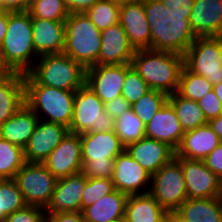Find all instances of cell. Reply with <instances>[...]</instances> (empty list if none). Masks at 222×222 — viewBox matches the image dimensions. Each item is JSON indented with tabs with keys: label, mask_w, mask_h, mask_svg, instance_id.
<instances>
[{
	"label": "cell",
	"mask_w": 222,
	"mask_h": 222,
	"mask_svg": "<svg viewBox=\"0 0 222 222\" xmlns=\"http://www.w3.org/2000/svg\"><path fill=\"white\" fill-rule=\"evenodd\" d=\"M208 124L212 128V130L218 135L222 142V114H220L217 118L209 120Z\"/></svg>",
	"instance_id": "50"
},
{
	"label": "cell",
	"mask_w": 222,
	"mask_h": 222,
	"mask_svg": "<svg viewBox=\"0 0 222 222\" xmlns=\"http://www.w3.org/2000/svg\"><path fill=\"white\" fill-rule=\"evenodd\" d=\"M16 181L26 205L46 209L51 202L57 178L43 163L26 162L16 174Z\"/></svg>",
	"instance_id": "9"
},
{
	"label": "cell",
	"mask_w": 222,
	"mask_h": 222,
	"mask_svg": "<svg viewBox=\"0 0 222 222\" xmlns=\"http://www.w3.org/2000/svg\"><path fill=\"white\" fill-rule=\"evenodd\" d=\"M70 14L85 13L98 0H64Z\"/></svg>",
	"instance_id": "46"
},
{
	"label": "cell",
	"mask_w": 222,
	"mask_h": 222,
	"mask_svg": "<svg viewBox=\"0 0 222 222\" xmlns=\"http://www.w3.org/2000/svg\"><path fill=\"white\" fill-rule=\"evenodd\" d=\"M31 0H1L2 10L15 12L28 10Z\"/></svg>",
	"instance_id": "48"
},
{
	"label": "cell",
	"mask_w": 222,
	"mask_h": 222,
	"mask_svg": "<svg viewBox=\"0 0 222 222\" xmlns=\"http://www.w3.org/2000/svg\"><path fill=\"white\" fill-rule=\"evenodd\" d=\"M175 159L181 164L188 199L222 197V181L203 160Z\"/></svg>",
	"instance_id": "11"
},
{
	"label": "cell",
	"mask_w": 222,
	"mask_h": 222,
	"mask_svg": "<svg viewBox=\"0 0 222 222\" xmlns=\"http://www.w3.org/2000/svg\"><path fill=\"white\" fill-rule=\"evenodd\" d=\"M43 164L57 179L80 173L83 166L80 134L68 132Z\"/></svg>",
	"instance_id": "12"
},
{
	"label": "cell",
	"mask_w": 222,
	"mask_h": 222,
	"mask_svg": "<svg viewBox=\"0 0 222 222\" xmlns=\"http://www.w3.org/2000/svg\"><path fill=\"white\" fill-rule=\"evenodd\" d=\"M25 206L22 193L14 179H6L0 184V222H5L8 215Z\"/></svg>",
	"instance_id": "36"
},
{
	"label": "cell",
	"mask_w": 222,
	"mask_h": 222,
	"mask_svg": "<svg viewBox=\"0 0 222 222\" xmlns=\"http://www.w3.org/2000/svg\"><path fill=\"white\" fill-rule=\"evenodd\" d=\"M125 150L150 175L175 158V150L171 146L149 137L127 145Z\"/></svg>",
	"instance_id": "17"
},
{
	"label": "cell",
	"mask_w": 222,
	"mask_h": 222,
	"mask_svg": "<svg viewBox=\"0 0 222 222\" xmlns=\"http://www.w3.org/2000/svg\"><path fill=\"white\" fill-rule=\"evenodd\" d=\"M211 90L213 85L205 77L192 73L183 66L177 89L181 97L198 102Z\"/></svg>",
	"instance_id": "31"
},
{
	"label": "cell",
	"mask_w": 222,
	"mask_h": 222,
	"mask_svg": "<svg viewBox=\"0 0 222 222\" xmlns=\"http://www.w3.org/2000/svg\"><path fill=\"white\" fill-rule=\"evenodd\" d=\"M120 3L116 0H98L84 14L102 31L119 23Z\"/></svg>",
	"instance_id": "33"
},
{
	"label": "cell",
	"mask_w": 222,
	"mask_h": 222,
	"mask_svg": "<svg viewBox=\"0 0 222 222\" xmlns=\"http://www.w3.org/2000/svg\"><path fill=\"white\" fill-rule=\"evenodd\" d=\"M24 86L25 104L36 114L39 120L43 116L42 121L46 120V122L70 127L75 91L40 85L29 73L24 74Z\"/></svg>",
	"instance_id": "4"
},
{
	"label": "cell",
	"mask_w": 222,
	"mask_h": 222,
	"mask_svg": "<svg viewBox=\"0 0 222 222\" xmlns=\"http://www.w3.org/2000/svg\"><path fill=\"white\" fill-rule=\"evenodd\" d=\"M119 23L135 50L151 49V32L145 16L143 0L121 2Z\"/></svg>",
	"instance_id": "16"
},
{
	"label": "cell",
	"mask_w": 222,
	"mask_h": 222,
	"mask_svg": "<svg viewBox=\"0 0 222 222\" xmlns=\"http://www.w3.org/2000/svg\"><path fill=\"white\" fill-rule=\"evenodd\" d=\"M82 160L106 161L115 159L125 150L115 131L80 134Z\"/></svg>",
	"instance_id": "23"
},
{
	"label": "cell",
	"mask_w": 222,
	"mask_h": 222,
	"mask_svg": "<svg viewBox=\"0 0 222 222\" xmlns=\"http://www.w3.org/2000/svg\"><path fill=\"white\" fill-rule=\"evenodd\" d=\"M150 90L148 84L138 74L131 63L126 64V76L121 95L133 105Z\"/></svg>",
	"instance_id": "38"
},
{
	"label": "cell",
	"mask_w": 222,
	"mask_h": 222,
	"mask_svg": "<svg viewBox=\"0 0 222 222\" xmlns=\"http://www.w3.org/2000/svg\"><path fill=\"white\" fill-rule=\"evenodd\" d=\"M184 134L174 108L168 101L145 125V137L167 143L174 150L179 146Z\"/></svg>",
	"instance_id": "20"
},
{
	"label": "cell",
	"mask_w": 222,
	"mask_h": 222,
	"mask_svg": "<svg viewBox=\"0 0 222 222\" xmlns=\"http://www.w3.org/2000/svg\"><path fill=\"white\" fill-rule=\"evenodd\" d=\"M82 173L86 178H105L112 180L115 159L107 158L106 161L82 160Z\"/></svg>",
	"instance_id": "40"
},
{
	"label": "cell",
	"mask_w": 222,
	"mask_h": 222,
	"mask_svg": "<svg viewBox=\"0 0 222 222\" xmlns=\"http://www.w3.org/2000/svg\"><path fill=\"white\" fill-rule=\"evenodd\" d=\"M203 161L222 181V142Z\"/></svg>",
	"instance_id": "43"
},
{
	"label": "cell",
	"mask_w": 222,
	"mask_h": 222,
	"mask_svg": "<svg viewBox=\"0 0 222 222\" xmlns=\"http://www.w3.org/2000/svg\"><path fill=\"white\" fill-rule=\"evenodd\" d=\"M112 182L115 190L127 195L146 194L151 175L124 150L115 158Z\"/></svg>",
	"instance_id": "14"
},
{
	"label": "cell",
	"mask_w": 222,
	"mask_h": 222,
	"mask_svg": "<svg viewBox=\"0 0 222 222\" xmlns=\"http://www.w3.org/2000/svg\"><path fill=\"white\" fill-rule=\"evenodd\" d=\"M5 180H6V178L0 174V184L3 183Z\"/></svg>",
	"instance_id": "57"
},
{
	"label": "cell",
	"mask_w": 222,
	"mask_h": 222,
	"mask_svg": "<svg viewBox=\"0 0 222 222\" xmlns=\"http://www.w3.org/2000/svg\"><path fill=\"white\" fill-rule=\"evenodd\" d=\"M220 143V138L207 123L185 132L175 150V158L204 160Z\"/></svg>",
	"instance_id": "21"
},
{
	"label": "cell",
	"mask_w": 222,
	"mask_h": 222,
	"mask_svg": "<svg viewBox=\"0 0 222 222\" xmlns=\"http://www.w3.org/2000/svg\"><path fill=\"white\" fill-rule=\"evenodd\" d=\"M114 125V131L125 147L145 137V125L132 108L115 119Z\"/></svg>",
	"instance_id": "32"
},
{
	"label": "cell",
	"mask_w": 222,
	"mask_h": 222,
	"mask_svg": "<svg viewBox=\"0 0 222 222\" xmlns=\"http://www.w3.org/2000/svg\"><path fill=\"white\" fill-rule=\"evenodd\" d=\"M110 222H127L125 217H121L119 219H116V220H113V221H110Z\"/></svg>",
	"instance_id": "54"
},
{
	"label": "cell",
	"mask_w": 222,
	"mask_h": 222,
	"mask_svg": "<svg viewBox=\"0 0 222 222\" xmlns=\"http://www.w3.org/2000/svg\"><path fill=\"white\" fill-rule=\"evenodd\" d=\"M27 11L31 19L65 21L70 15L64 0H31Z\"/></svg>",
	"instance_id": "35"
},
{
	"label": "cell",
	"mask_w": 222,
	"mask_h": 222,
	"mask_svg": "<svg viewBox=\"0 0 222 222\" xmlns=\"http://www.w3.org/2000/svg\"><path fill=\"white\" fill-rule=\"evenodd\" d=\"M143 4L150 26L151 49L184 56L197 38L189 20L191 12L171 10L159 0H143Z\"/></svg>",
	"instance_id": "1"
},
{
	"label": "cell",
	"mask_w": 222,
	"mask_h": 222,
	"mask_svg": "<svg viewBox=\"0 0 222 222\" xmlns=\"http://www.w3.org/2000/svg\"><path fill=\"white\" fill-rule=\"evenodd\" d=\"M213 90H214L216 96L218 97V99L222 103V81L213 85Z\"/></svg>",
	"instance_id": "52"
},
{
	"label": "cell",
	"mask_w": 222,
	"mask_h": 222,
	"mask_svg": "<svg viewBox=\"0 0 222 222\" xmlns=\"http://www.w3.org/2000/svg\"><path fill=\"white\" fill-rule=\"evenodd\" d=\"M169 222H188L181 218L176 212H168Z\"/></svg>",
	"instance_id": "51"
},
{
	"label": "cell",
	"mask_w": 222,
	"mask_h": 222,
	"mask_svg": "<svg viewBox=\"0 0 222 222\" xmlns=\"http://www.w3.org/2000/svg\"><path fill=\"white\" fill-rule=\"evenodd\" d=\"M0 54L10 71L25 74L33 68L32 60L37 52L33 43L32 19L27 10L9 12L7 32L0 46Z\"/></svg>",
	"instance_id": "3"
},
{
	"label": "cell",
	"mask_w": 222,
	"mask_h": 222,
	"mask_svg": "<svg viewBox=\"0 0 222 222\" xmlns=\"http://www.w3.org/2000/svg\"><path fill=\"white\" fill-rule=\"evenodd\" d=\"M38 121L36 114L24 104L0 126V138L24 149Z\"/></svg>",
	"instance_id": "25"
},
{
	"label": "cell",
	"mask_w": 222,
	"mask_h": 222,
	"mask_svg": "<svg viewBox=\"0 0 222 222\" xmlns=\"http://www.w3.org/2000/svg\"><path fill=\"white\" fill-rule=\"evenodd\" d=\"M131 65L150 89L169 96L177 92L184 56L149 48L137 49Z\"/></svg>",
	"instance_id": "2"
},
{
	"label": "cell",
	"mask_w": 222,
	"mask_h": 222,
	"mask_svg": "<svg viewBox=\"0 0 222 222\" xmlns=\"http://www.w3.org/2000/svg\"><path fill=\"white\" fill-rule=\"evenodd\" d=\"M150 195L167 212H175L187 199L181 164L174 158L151 175Z\"/></svg>",
	"instance_id": "8"
},
{
	"label": "cell",
	"mask_w": 222,
	"mask_h": 222,
	"mask_svg": "<svg viewBox=\"0 0 222 222\" xmlns=\"http://www.w3.org/2000/svg\"><path fill=\"white\" fill-rule=\"evenodd\" d=\"M64 54L85 68L99 65L101 31L84 13L70 14L65 20Z\"/></svg>",
	"instance_id": "5"
},
{
	"label": "cell",
	"mask_w": 222,
	"mask_h": 222,
	"mask_svg": "<svg viewBox=\"0 0 222 222\" xmlns=\"http://www.w3.org/2000/svg\"><path fill=\"white\" fill-rule=\"evenodd\" d=\"M131 104L121 95L105 103V111L114 120L131 108Z\"/></svg>",
	"instance_id": "44"
},
{
	"label": "cell",
	"mask_w": 222,
	"mask_h": 222,
	"mask_svg": "<svg viewBox=\"0 0 222 222\" xmlns=\"http://www.w3.org/2000/svg\"><path fill=\"white\" fill-rule=\"evenodd\" d=\"M5 222H47L44 208L26 205L6 217Z\"/></svg>",
	"instance_id": "41"
},
{
	"label": "cell",
	"mask_w": 222,
	"mask_h": 222,
	"mask_svg": "<svg viewBox=\"0 0 222 222\" xmlns=\"http://www.w3.org/2000/svg\"><path fill=\"white\" fill-rule=\"evenodd\" d=\"M160 222H169V221H168V213H167V215H166Z\"/></svg>",
	"instance_id": "56"
},
{
	"label": "cell",
	"mask_w": 222,
	"mask_h": 222,
	"mask_svg": "<svg viewBox=\"0 0 222 222\" xmlns=\"http://www.w3.org/2000/svg\"><path fill=\"white\" fill-rule=\"evenodd\" d=\"M10 72V70L4 65L0 54V78L4 77Z\"/></svg>",
	"instance_id": "53"
},
{
	"label": "cell",
	"mask_w": 222,
	"mask_h": 222,
	"mask_svg": "<svg viewBox=\"0 0 222 222\" xmlns=\"http://www.w3.org/2000/svg\"><path fill=\"white\" fill-rule=\"evenodd\" d=\"M28 72L40 85L76 91L85 85L86 68L64 53L39 56Z\"/></svg>",
	"instance_id": "6"
},
{
	"label": "cell",
	"mask_w": 222,
	"mask_h": 222,
	"mask_svg": "<svg viewBox=\"0 0 222 222\" xmlns=\"http://www.w3.org/2000/svg\"><path fill=\"white\" fill-rule=\"evenodd\" d=\"M189 20L197 37L222 36V0H194Z\"/></svg>",
	"instance_id": "22"
},
{
	"label": "cell",
	"mask_w": 222,
	"mask_h": 222,
	"mask_svg": "<svg viewBox=\"0 0 222 222\" xmlns=\"http://www.w3.org/2000/svg\"><path fill=\"white\" fill-rule=\"evenodd\" d=\"M24 104V74L10 71L0 78V126Z\"/></svg>",
	"instance_id": "26"
},
{
	"label": "cell",
	"mask_w": 222,
	"mask_h": 222,
	"mask_svg": "<svg viewBox=\"0 0 222 222\" xmlns=\"http://www.w3.org/2000/svg\"><path fill=\"white\" fill-rule=\"evenodd\" d=\"M9 11L0 9V46L7 32Z\"/></svg>",
	"instance_id": "49"
},
{
	"label": "cell",
	"mask_w": 222,
	"mask_h": 222,
	"mask_svg": "<svg viewBox=\"0 0 222 222\" xmlns=\"http://www.w3.org/2000/svg\"><path fill=\"white\" fill-rule=\"evenodd\" d=\"M33 43L37 56L60 54L65 45V21L32 19Z\"/></svg>",
	"instance_id": "24"
},
{
	"label": "cell",
	"mask_w": 222,
	"mask_h": 222,
	"mask_svg": "<svg viewBox=\"0 0 222 222\" xmlns=\"http://www.w3.org/2000/svg\"><path fill=\"white\" fill-rule=\"evenodd\" d=\"M168 100V96L160 91L150 90L143 95L131 108L135 115L146 125Z\"/></svg>",
	"instance_id": "37"
},
{
	"label": "cell",
	"mask_w": 222,
	"mask_h": 222,
	"mask_svg": "<svg viewBox=\"0 0 222 222\" xmlns=\"http://www.w3.org/2000/svg\"><path fill=\"white\" fill-rule=\"evenodd\" d=\"M221 36L197 37L186 50L184 66L197 75L205 77L212 85L222 81L219 61Z\"/></svg>",
	"instance_id": "10"
},
{
	"label": "cell",
	"mask_w": 222,
	"mask_h": 222,
	"mask_svg": "<svg viewBox=\"0 0 222 222\" xmlns=\"http://www.w3.org/2000/svg\"><path fill=\"white\" fill-rule=\"evenodd\" d=\"M197 103L203 111L207 121L217 118L220 114H222V103L216 96L214 90H211Z\"/></svg>",
	"instance_id": "42"
},
{
	"label": "cell",
	"mask_w": 222,
	"mask_h": 222,
	"mask_svg": "<svg viewBox=\"0 0 222 222\" xmlns=\"http://www.w3.org/2000/svg\"><path fill=\"white\" fill-rule=\"evenodd\" d=\"M128 195L118 190L97 200L82 210L86 222H110L125 215Z\"/></svg>",
	"instance_id": "28"
},
{
	"label": "cell",
	"mask_w": 222,
	"mask_h": 222,
	"mask_svg": "<svg viewBox=\"0 0 222 222\" xmlns=\"http://www.w3.org/2000/svg\"><path fill=\"white\" fill-rule=\"evenodd\" d=\"M167 211L150 195H128L125 206V219L127 222H160Z\"/></svg>",
	"instance_id": "29"
},
{
	"label": "cell",
	"mask_w": 222,
	"mask_h": 222,
	"mask_svg": "<svg viewBox=\"0 0 222 222\" xmlns=\"http://www.w3.org/2000/svg\"><path fill=\"white\" fill-rule=\"evenodd\" d=\"M175 212L188 222H222V197L187 198Z\"/></svg>",
	"instance_id": "27"
},
{
	"label": "cell",
	"mask_w": 222,
	"mask_h": 222,
	"mask_svg": "<svg viewBox=\"0 0 222 222\" xmlns=\"http://www.w3.org/2000/svg\"><path fill=\"white\" fill-rule=\"evenodd\" d=\"M115 120L105 111V104L86 85L75 91L73 117L69 132L114 131Z\"/></svg>",
	"instance_id": "7"
},
{
	"label": "cell",
	"mask_w": 222,
	"mask_h": 222,
	"mask_svg": "<svg viewBox=\"0 0 222 222\" xmlns=\"http://www.w3.org/2000/svg\"><path fill=\"white\" fill-rule=\"evenodd\" d=\"M47 222H86L81 211L46 213Z\"/></svg>",
	"instance_id": "45"
},
{
	"label": "cell",
	"mask_w": 222,
	"mask_h": 222,
	"mask_svg": "<svg viewBox=\"0 0 222 222\" xmlns=\"http://www.w3.org/2000/svg\"><path fill=\"white\" fill-rule=\"evenodd\" d=\"M163 5L178 12H191L194 0H159Z\"/></svg>",
	"instance_id": "47"
},
{
	"label": "cell",
	"mask_w": 222,
	"mask_h": 222,
	"mask_svg": "<svg viewBox=\"0 0 222 222\" xmlns=\"http://www.w3.org/2000/svg\"><path fill=\"white\" fill-rule=\"evenodd\" d=\"M112 180L105 178H87L81 200V212L83 209L95 203L97 200L113 192Z\"/></svg>",
	"instance_id": "39"
},
{
	"label": "cell",
	"mask_w": 222,
	"mask_h": 222,
	"mask_svg": "<svg viewBox=\"0 0 222 222\" xmlns=\"http://www.w3.org/2000/svg\"><path fill=\"white\" fill-rule=\"evenodd\" d=\"M87 182L80 172L75 175L57 179L52 199L46 213L81 211V200Z\"/></svg>",
	"instance_id": "18"
},
{
	"label": "cell",
	"mask_w": 222,
	"mask_h": 222,
	"mask_svg": "<svg viewBox=\"0 0 222 222\" xmlns=\"http://www.w3.org/2000/svg\"><path fill=\"white\" fill-rule=\"evenodd\" d=\"M99 65L128 64L135 53L120 23L101 31Z\"/></svg>",
	"instance_id": "19"
},
{
	"label": "cell",
	"mask_w": 222,
	"mask_h": 222,
	"mask_svg": "<svg viewBox=\"0 0 222 222\" xmlns=\"http://www.w3.org/2000/svg\"><path fill=\"white\" fill-rule=\"evenodd\" d=\"M126 64L93 65L86 68L85 85L105 104L121 96Z\"/></svg>",
	"instance_id": "13"
},
{
	"label": "cell",
	"mask_w": 222,
	"mask_h": 222,
	"mask_svg": "<svg viewBox=\"0 0 222 222\" xmlns=\"http://www.w3.org/2000/svg\"><path fill=\"white\" fill-rule=\"evenodd\" d=\"M167 101L173 106L184 132L208 123L196 101L183 98L177 92L169 95Z\"/></svg>",
	"instance_id": "30"
},
{
	"label": "cell",
	"mask_w": 222,
	"mask_h": 222,
	"mask_svg": "<svg viewBox=\"0 0 222 222\" xmlns=\"http://www.w3.org/2000/svg\"><path fill=\"white\" fill-rule=\"evenodd\" d=\"M69 132L62 124L40 119L24 147V158L29 163H43Z\"/></svg>",
	"instance_id": "15"
},
{
	"label": "cell",
	"mask_w": 222,
	"mask_h": 222,
	"mask_svg": "<svg viewBox=\"0 0 222 222\" xmlns=\"http://www.w3.org/2000/svg\"><path fill=\"white\" fill-rule=\"evenodd\" d=\"M116 1L124 2V1H132V0H116Z\"/></svg>",
	"instance_id": "58"
},
{
	"label": "cell",
	"mask_w": 222,
	"mask_h": 222,
	"mask_svg": "<svg viewBox=\"0 0 222 222\" xmlns=\"http://www.w3.org/2000/svg\"><path fill=\"white\" fill-rule=\"evenodd\" d=\"M219 61L221 63V67H222V36H221V51H220V55H219Z\"/></svg>",
	"instance_id": "55"
},
{
	"label": "cell",
	"mask_w": 222,
	"mask_h": 222,
	"mask_svg": "<svg viewBox=\"0 0 222 222\" xmlns=\"http://www.w3.org/2000/svg\"><path fill=\"white\" fill-rule=\"evenodd\" d=\"M25 163L24 149L0 138V174L14 179Z\"/></svg>",
	"instance_id": "34"
}]
</instances>
